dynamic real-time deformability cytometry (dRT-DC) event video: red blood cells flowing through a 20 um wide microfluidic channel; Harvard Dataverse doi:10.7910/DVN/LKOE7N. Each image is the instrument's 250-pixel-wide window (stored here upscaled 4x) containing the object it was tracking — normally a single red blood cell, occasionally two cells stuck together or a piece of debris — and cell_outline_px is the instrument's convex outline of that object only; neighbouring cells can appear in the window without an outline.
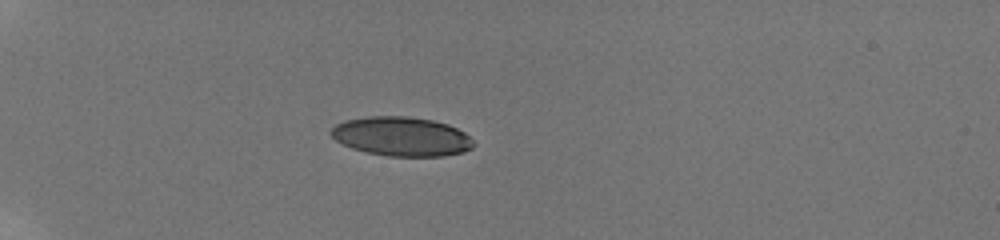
{"species": "human", "species_latin": "Homo sapiens", "temperature_condition": "room temperature", "stored_images_in_passage": 39, "camera_frame_rate_fps": 3000, "um_per_image_px": 0.085, "donor": {"sex": "male"}, "frame": {"image": 1, "passage_image": 1, "time_ms": 0.0, "image_size_px": [1000, 240], "cell_outline_px": [[476, 144], [472, 148], [464, 152], [444, 156], [388, 156], [368, 152], [352, 148], [336, 140], [328, 132], [336, 124], [344, 120], [368, 116], [408, 116], [432, 120], [448, 124], [464, 132]], "centroid_in_image_um": [34.14, 11.59], "position_along_channel_um": 50.9, "area_um2": 32.6}}
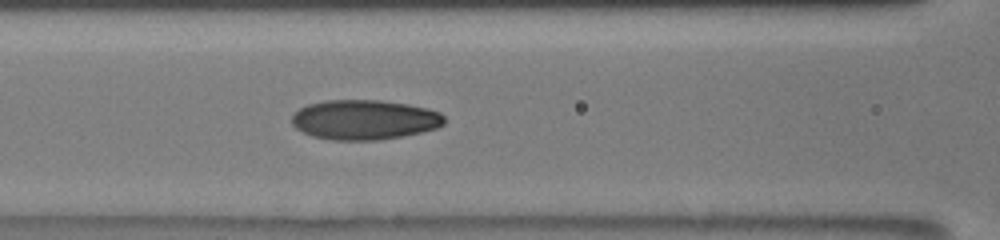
{"frame": {"image": 2, "passage_image": 11, "time_ms": 3.333, "image_size_px": [1000, 240], "cell_outline_px": [[444, 124], [436, 128], [404, 136], [376, 140], [332, 140], [312, 136], [296, 128], [292, 124], [292, 116], [300, 108], [308, 104], [324, 100], [380, 100], [408, 104], [428, 108], [440, 112], [444, 116]], "centroid_in_image_um": [30.98, 10.17], "position_along_channel_um": 135.6, "area_um2": 35.43}}
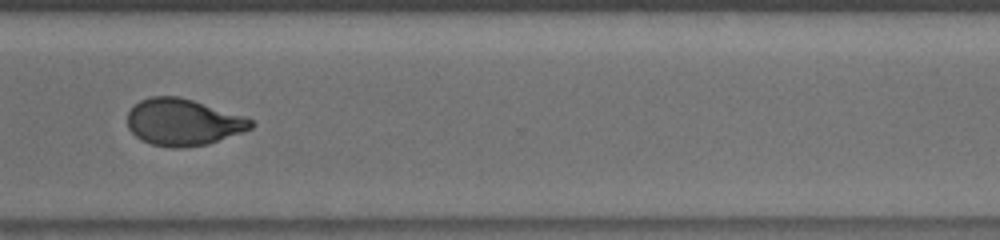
{"frame": {"image": 3, "passage_image": 28, "time_ms": 9.0, "image_size_px": [1000, 240], "cell_outline_px": [[256, 124], [252, 128], [208, 144], [184, 148], [172, 148], [152, 144], [140, 140], [128, 128], [128, 112], [140, 100], [152, 96], [180, 96], [244, 116], [252, 120]], "centroid_in_image_um": [15.56, 10.39], "position_along_channel_um": 355.0, "area_um2": 33.58}, "authors_computed_cell_mechanics": {"area_um2": 33.9864, "velocity_mm_per_s": 3.8797, "shape_relaxation_time_tau1_ms": 9.2675, "shape_relaxation_time_tau2_ms": 1.2386, "deformation_change_tau1": 0.2649, "deformation_change_tau2": 0.0665}}